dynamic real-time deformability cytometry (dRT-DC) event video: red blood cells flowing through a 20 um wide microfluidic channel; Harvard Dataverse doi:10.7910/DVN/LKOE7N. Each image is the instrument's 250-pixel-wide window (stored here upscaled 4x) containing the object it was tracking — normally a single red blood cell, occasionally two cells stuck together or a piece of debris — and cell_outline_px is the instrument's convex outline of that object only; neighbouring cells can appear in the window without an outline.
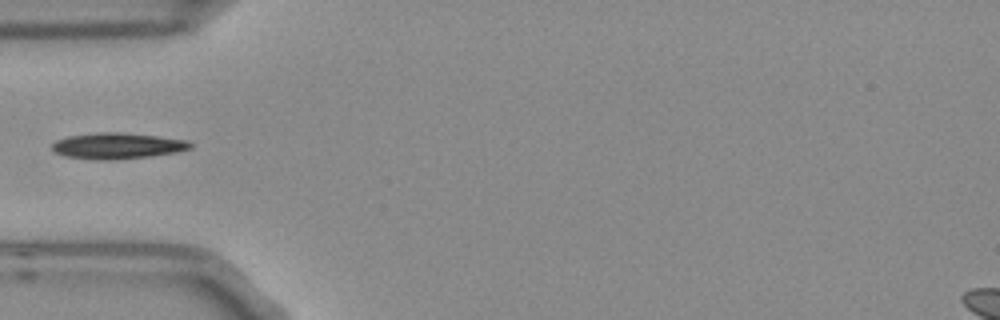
{"species": "Egyptian fruit bat (a non-hibernating species)", "species_latin": "Rousettus aegyptiacus", "temperature_condition": "room temperature", "stored_images_in_passage": 5, "segment_of_instrument_passage": [2, 2], "camera_frame_rate_fps": 3000, "um_per_image_px": 0.085, "frame": {"image": 1, "passage_image": 4, "time_ms": 1.0, "image_size_px": [1000, 320], "cell_outline_px": [[192, 148], [176, 152], [148, 156], [64, 156], [56, 152], [52, 148], [52, 144], [56, 140], [68, 136], [100, 132], [120, 132], [156, 136], [188, 140], [192, 144]], "centroid_in_image_um": [10.05, 12.32], "position_along_channel_um": 75.0, "area_um2": 19.42}}
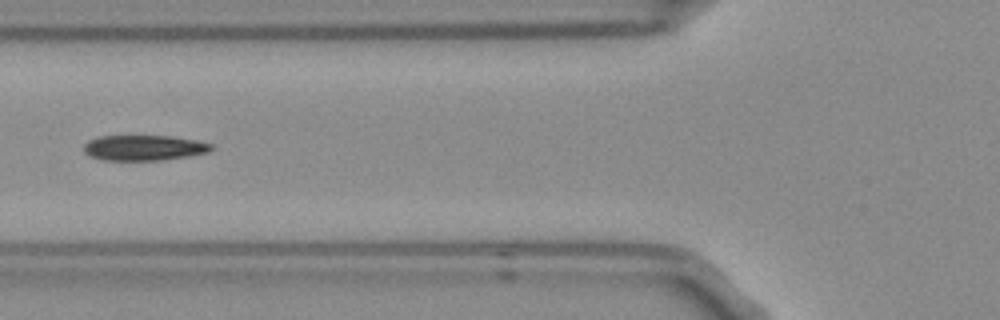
{"frame": {"image": 2, "passage_image": 5, "time_ms": 1.333, "image_size_px": [1000, 320], "cell_outline_px": [[212, 148], [208, 152], [188, 156], [160, 160], [104, 160], [88, 156], [84, 152], [84, 144], [88, 140], [96, 136], [172, 136], [196, 140], [212, 144]], "centroid_in_image_um": [12.19, 12.56], "position_along_channel_um": 113.6, "area_um2": 18.9}}